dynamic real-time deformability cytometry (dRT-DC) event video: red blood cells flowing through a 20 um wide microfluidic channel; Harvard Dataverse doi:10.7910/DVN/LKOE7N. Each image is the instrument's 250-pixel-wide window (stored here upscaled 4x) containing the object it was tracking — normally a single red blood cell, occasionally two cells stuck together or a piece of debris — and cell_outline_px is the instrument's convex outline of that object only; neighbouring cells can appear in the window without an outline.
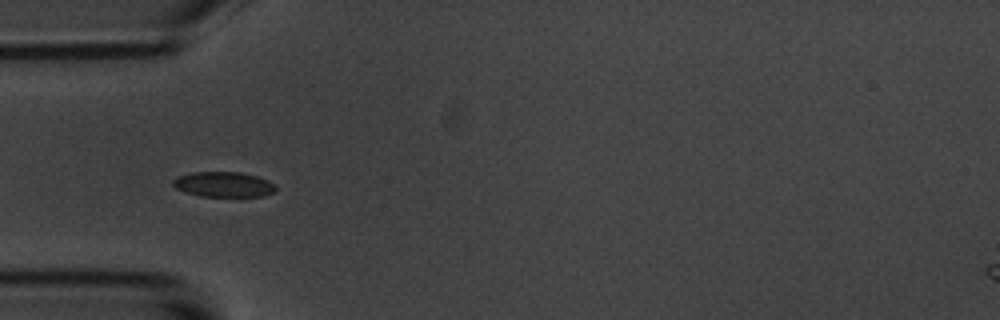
{"species": "common noctule bat (a hibernating species)", "species_latin": "Nyctalus noctula", "temperature_condition": "room temperature", "stored_images_in_passage": 41, "camera_frame_rate_fps": 3000, "um_per_image_px": 0.085, "animal": {"sex": "male", "body_mass_g": 20.1, "forearm_length_mm": 53.5}, "frame": {"image": 1, "passage_image": 7, "time_ms": 2.0, "image_size_px": [1000, 320], "cell_outline_px": [[276, 188], [272, 192], [264, 196], [240, 200], [200, 196], [184, 192], [176, 188], [172, 184], [172, 180], [176, 176], [192, 172], [240, 172], [256, 176], [268, 180], [276, 184]], "centroid_in_image_um": [19.03, 15.73], "position_along_channel_um": 66.0, "area_um2": 16.07}, "authors_computed_cell_mechanics": {"area_um2": 16.0684, "velocity_mm_per_s": 3.6224, "shape_relaxation_time_tau1_ms": 0.7839, "shape_relaxation_time_tau2_ms": 9.4966, "deformation_change_tau1": 0.0412, "deformation_change_tau2": 0.1444}}